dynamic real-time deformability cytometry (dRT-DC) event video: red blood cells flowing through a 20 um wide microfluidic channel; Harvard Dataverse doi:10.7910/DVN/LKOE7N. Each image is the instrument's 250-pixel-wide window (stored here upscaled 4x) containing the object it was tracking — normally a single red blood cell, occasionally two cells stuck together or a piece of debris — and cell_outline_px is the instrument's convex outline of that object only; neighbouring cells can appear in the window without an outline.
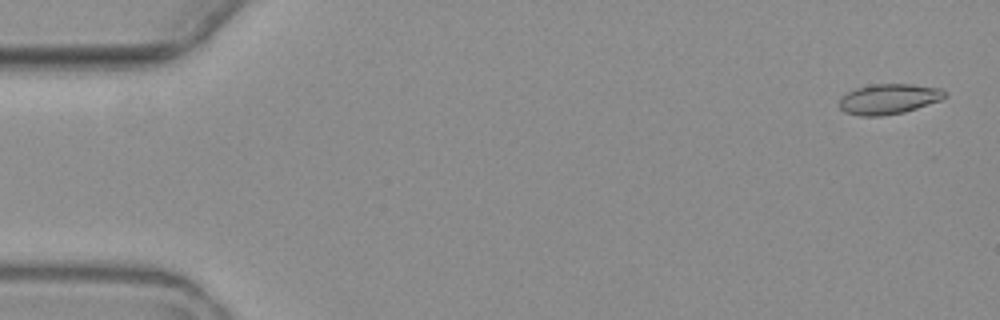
{"species": "common noctule bat (a hibernating species)", "species_latin": "Nyctalus noctula", "temperature_condition": "warm", "stored_images_in_passage": 5, "camera_frame_rate_fps": 3000, "um_per_image_px": 0.085, "animal": {"sex": "female", "body_mass_g": 19.3, "forearm_length_mm": 54.1}, "frame": {"image": 1, "passage_image": 1, "time_ms": 0.0, "image_size_px": [1000, 320], "cell_outline_px": [[948, 96], [940, 100], [904, 112], [880, 116], [860, 116], [844, 112], [836, 104], [840, 96], [856, 88], [872, 84], [912, 84], [940, 88], [948, 92]], "centroid_in_image_um": [75.51, 8.41], "position_along_channel_um": 9.5, "area_um2": 18.84}}
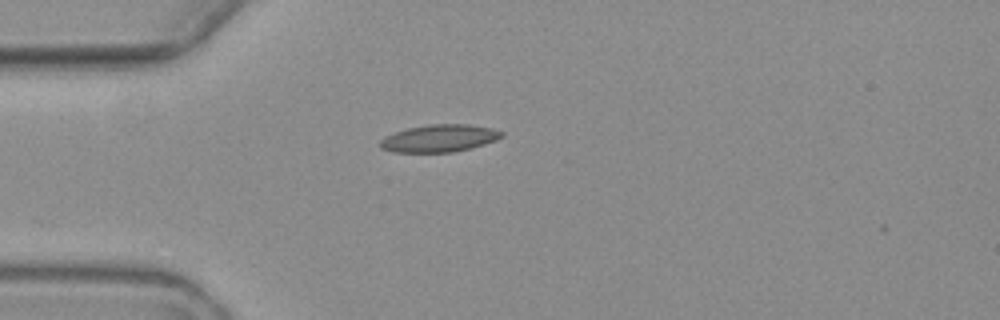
{"frame": {"image": 2, "passage_image": 5, "time_ms": 4.667, "image_size_px": [1000, 320], "cell_outline_px": [[504, 136], [496, 140], [484, 144], [452, 152], [392, 152], [380, 148], [380, 140], [384, 136], [408, 128], [428, 124], [468, 124], [492, 128], [504, 132]], "centroid_in_image_um": [37.34, 11.75], "position_along_channel_um": 47.7, "area_um2": 19.36}}